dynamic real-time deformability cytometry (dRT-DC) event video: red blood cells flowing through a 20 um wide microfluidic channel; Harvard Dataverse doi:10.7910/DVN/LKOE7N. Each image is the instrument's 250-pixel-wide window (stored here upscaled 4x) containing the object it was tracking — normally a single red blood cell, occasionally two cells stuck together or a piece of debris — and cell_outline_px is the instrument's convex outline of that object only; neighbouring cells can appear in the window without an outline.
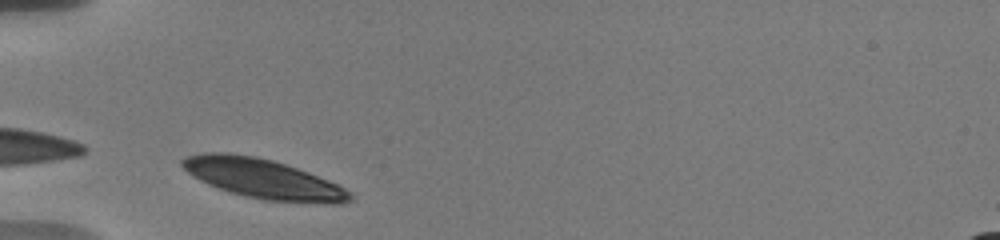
{"species": "human", "species_latin": "Homo sapiens", "temperature_condition": "warm", "stored_images_in_passage": 32, "camera_frame_rate_fps": 3000, "um_per_image_px": 0.085, "donor": {"sex": "male"}, "frame": {"image": 1, "passage_image": 2, "time_ms": 0.333, "image_size_px": [1000, 240], "cell_outline_px": [[356, 196], [352, 200], [340, 204], [324, 204], [264, 200], [244, 196], [220, 188], [200, 180], [188, 172], [180, 164], [180, 160], [184, 156], [204, 152], [228, 152], [256, 156], [272, 160], [308, 172], [328, 180], [352, 192]], "centroid_in_image_um": [22.39, 15.19], "position_along_channel_um": 62.6, "area_um2": 38.78}}
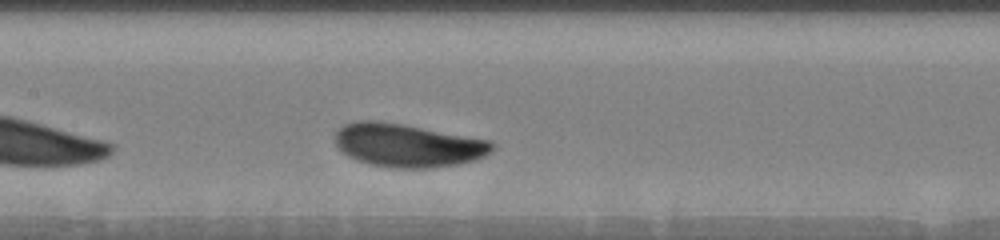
{"frame": {"image": 2, "passage_image": 13, "time_ms": 3.667, "image_size_px": [1000, 240], "cell_outline_px": [[496, 144], [492, 152], [476, 160], [456, 164], [432, 168], [392, 168], [368, 164], [356, 160], [348, 156], [336, 144], [336, 132], [344, 124], [356, 120], [380, 120], [404, 124], [492, 140]], "centroid_in_image_um": [34.69, 12.34], "position_along_channel_um": 172.7, "area_um2": 40.06}}
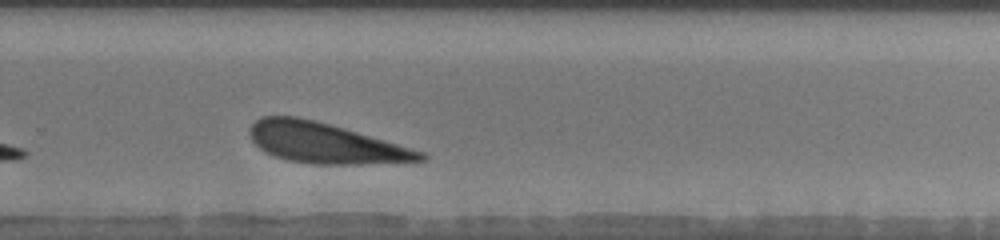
{"frame": {"image": 3, "passage_image": 24, "time_ms": 7.333, "image_size_px": [1000, 240], "cell_outline_px": [[428, 160], [360, 164], [312, 164], [288, 160], [264, 152], [252, 140], [248, 132], [248, 128], [260, 116], [296, 116], [316, 120], [344, 128], [424, 152], [428, 156]], "centroid_in_image_um": [27.6, 12.15], "position_along_channel_um": 302.2, "area_um2": 39.94}, "authors_computed_cell_mechanics": {"area_um2": 39.8531, "velocity_mm_per_s": 3.5408, "shape_relaxation_time_tau1_ms": 1.4779, "shape_relaxation_time_tau2_ms": null, "deformation_change_tau1": 0.0791, "deformation_change_tau2": null}}